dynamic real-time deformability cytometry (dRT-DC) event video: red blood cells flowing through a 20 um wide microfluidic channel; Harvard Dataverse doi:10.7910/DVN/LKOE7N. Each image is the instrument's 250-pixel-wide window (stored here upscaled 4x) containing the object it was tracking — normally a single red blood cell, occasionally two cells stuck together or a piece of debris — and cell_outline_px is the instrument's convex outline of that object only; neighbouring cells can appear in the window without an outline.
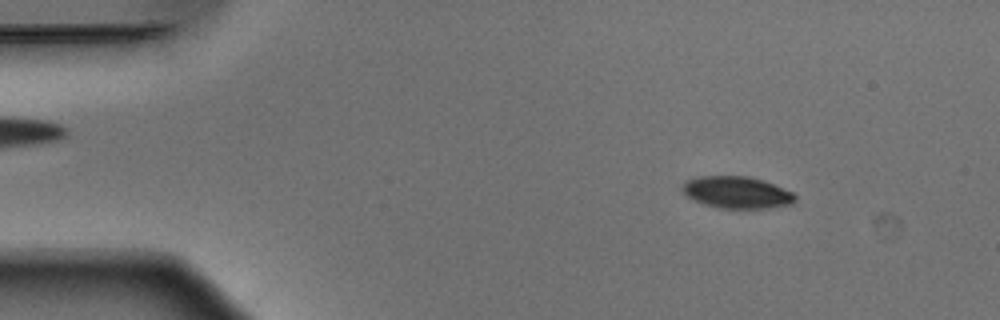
{"species": "Egyptian fruit bat (a non-hibernating species)", "species_latin": "Rousettus aegyptiacus", "temperature_condition": "warm", "stored_images_in_passage": 52, "camera_frame_rate_fps": 3000, "um_per_image_px": 0.085, "animal": {"sex": "male"}, "frame": {"image": 1, "passage_image": 7, "time_ms": 2.0, "image_size_px": [1000, 320], "cell_outline_px": [[792, 200], [772, 204], [716, 204], [692, 196], [688, 192], [688, 184], [692, 180], [716, 176], [736, 176], [756, 180], [780, 188], [788, 192], [792, 196]], "centroid_in_image_um": [62.62, 16.24], "position_along_channel_um": 22.4, "area_um2": 16.24}}
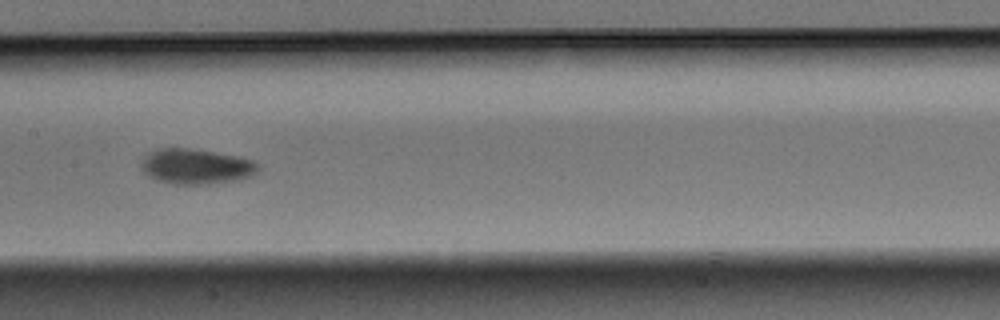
{"frame": {"image": 2, "passage_image": 26, "time_ms": 8.333, "image_size_px": [1000, 320], "cell_outline_px": [[252, 168], [244, 172], [232, 176], [192, 180], [184, 180], [160, 176], [152, 172], [148, 168], [148, 164], [160, 152], [200, 152], [244, 160], [252, 164]], "centroid_in_image_um": [16.69, 14.09], "position_along_channel_um": 190.7, "area_um2": 16.01}}
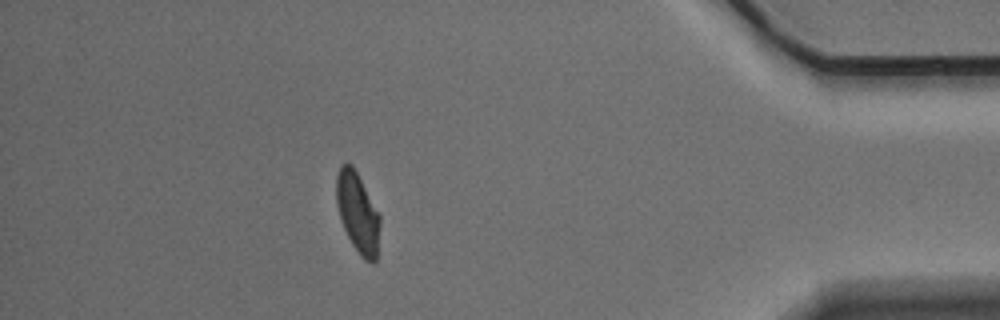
{"frame": {"image": 3, "passage_image": 46, "time_ms": 15.0, "image_size_px": [1000, 320], "cell_outline_px": [[376, 260], [368, 260], [356, 248], [348, 236], [340, 216], [336, 196], [336, 180], [340, 168], [344, 164], [348, 164], [356, 172], [376, 212]], "centroid_in_image_um": [30.32, 18.01], "position_along_channel_um": 404.9, "area_um2": 18.03}, "authors_computed_cell_mechanics": {"area_um2": 16.6175, "velocity_mm_per_s": 3.9008, "shape_relaxation_time_tau1_ms": 10.3381, "shape_relaxation_time_tau2_ms": 2.2719, "deformation_change_tau1": 0.2875, "deformation_change_tau2": 0.0795}}